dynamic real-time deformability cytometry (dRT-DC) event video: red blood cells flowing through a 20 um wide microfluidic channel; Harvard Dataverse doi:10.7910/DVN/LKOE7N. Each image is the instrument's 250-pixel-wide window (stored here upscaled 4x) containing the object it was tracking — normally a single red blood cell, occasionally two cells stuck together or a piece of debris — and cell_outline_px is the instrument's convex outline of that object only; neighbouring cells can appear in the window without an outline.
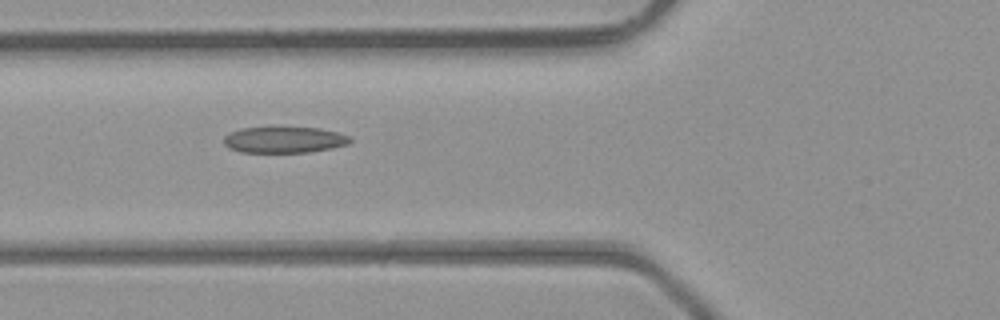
{"species": "common noctule bat (a hibernating species)", "species_latin": "Nyctalus noctula", "temperature_condition": "room temperature", "stored_images_in_passage": 29, "camera_frame_rate_fps": 3000, "um_per_image_px": 0.085, "animal": {"sex": "male", "body_mass_g": 23.1, "forearm_length_mm": 52.7}, "frame": {"image": 1, "passage_image": 3, "time_ms": 0.667, "image_size_px": [1000, 320], "cell_outline_px": [[352, 140], [348, 144], [332, 148], [308, 152], [240, 152], [228, 148], [224, 144], [224, 136], [228, 132], [240, 128], [320, 128], [352, 136]], "centroid_in_image_um": [24.15, 11.89], "position_along_channel_um": 101.7, "area_um2": 19.25}}
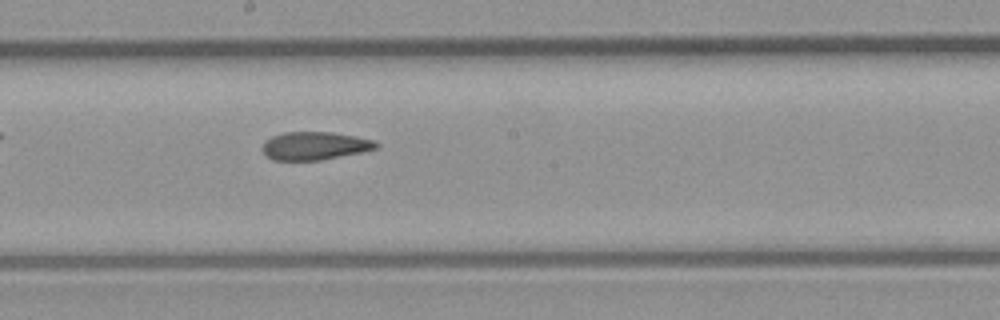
{"frame": {"image": 2, "passage_image": 11, "time_ms": 3.333, "image_size_px": [1000, 320], "cell_outline_px": [[380, 144], [376, 148], [360, 152], [320, 160], [272, 160], [264, 152], [264, 144], [272, 136], [284, 132], [332, 132], [356, 136], [376, 140]], "centroid_in_image_um": [26.8, 12.38], "position_along_channel_um": 221.4, "area_um2": 18.38}}
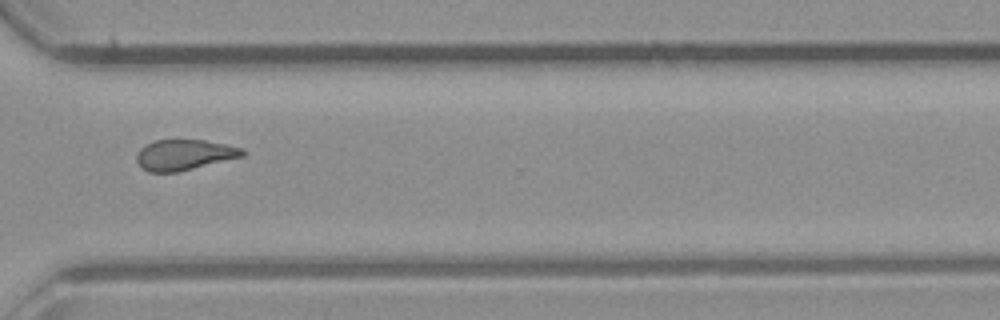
{"frame": {"image": 3, "passage_image": 20, "time_ms": 6.333, "image_size_px": [1000, 320], "cell_outline_px": [[248, 152], [244, 156], [176, 172], [148, 172], [140, 168], [136, 160], [136, 156], [140, 148], [156, 140], [204, 140], [244, 148]], "centroid_in_image_um": [15.67, 13.16], "position_along_channel_um": 354.9, "area_um2": 18.84}, "authors_computed_cell_mechanics": {"area_um2": 19.2474, "velocity_mm_per_s": 4.4594, "shape_relaxation_time_tau1_ms": null, "shape_relaxation_time_tau2_ms": 1.9862, "deformation_change_tau1": null, "deformation_change_tau2": 0.0945}}